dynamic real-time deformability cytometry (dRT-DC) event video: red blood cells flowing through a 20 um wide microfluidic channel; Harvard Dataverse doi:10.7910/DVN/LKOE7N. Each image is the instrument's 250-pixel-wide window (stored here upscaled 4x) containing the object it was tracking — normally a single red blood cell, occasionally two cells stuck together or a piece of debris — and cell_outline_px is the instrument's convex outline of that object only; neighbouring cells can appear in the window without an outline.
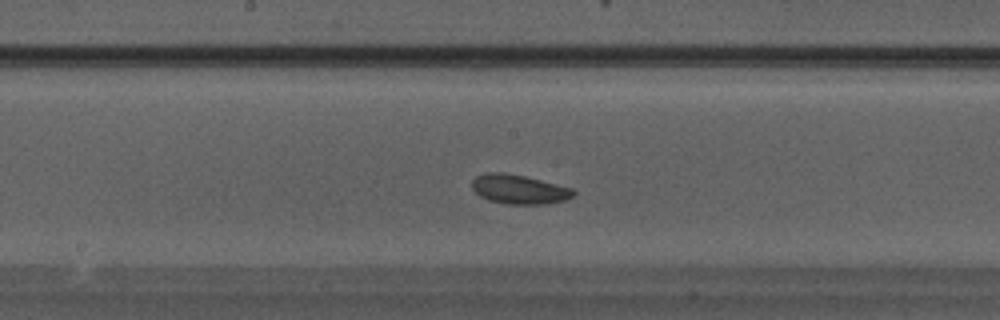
{"species": "Egyptian fruit bat (a non-hibernating species)", "species_latin": "Rousettus aegyptiacus", "temperature_condition": "warm", "stored_images_in_passage": 22, "camera_frame_rate_fps": 3000, "um_per_image_px": 0.085, "animal": {"sex": "male"}, "frame": {"image": 1, "passage_image": 13, "time_ms": 4.0, "image_size_px": [1000, 320], "cell_outline_px": [[576, 192], [572, 196], [564, 200], [548, 204], [508, 204], [488, 200], [480, 196], [472, 188], [472, 180], [476, 176], [488, 172], [504, 172], [524, 176], [572, 188]], "centroid_in_image_um": [44.1, 16.09], "position_along_channel_um": 204.1, "area_um2": 17.22}}